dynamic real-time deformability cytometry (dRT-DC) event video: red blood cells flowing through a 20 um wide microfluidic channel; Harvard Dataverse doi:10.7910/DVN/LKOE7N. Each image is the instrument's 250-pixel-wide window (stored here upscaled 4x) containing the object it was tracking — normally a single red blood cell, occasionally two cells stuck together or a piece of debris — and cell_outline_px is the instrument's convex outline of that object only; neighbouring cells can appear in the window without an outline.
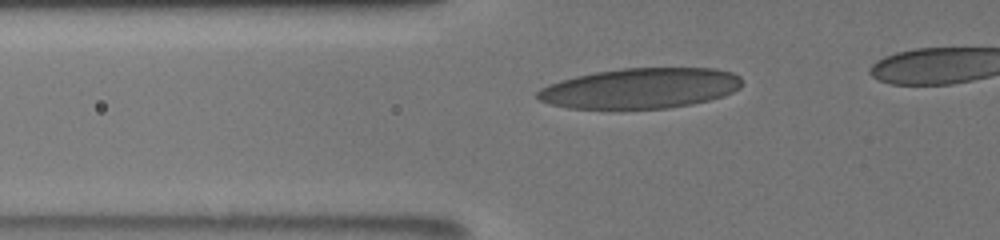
{"species": "human", "species_latin": "Homo sapiens", "temperature_condition": "room temperature", "stored_images_in_passage": 13, "segment_of_instrument_passage": [1, 2], "camera_frame_rate_fps": 3000, "um_per_image_px": 0.085, "donor": {"sex": "male"}, "frame": {"image": 1, "passage_image": 6, "time_ms": 2.0, "image_size_px": [1000, 240], "cell_outline_px": [[740, 88], [724, 96], [692, 104], [668, 108], [568, 108], [552, 104], [540, 100], [536, 96], [536, 92], [540, 88], [548, 84], [560, 80], [576, 76], [596, 72], [620, 68], [712, 68], [732, 72], [740, 76]], "centroid_in_image_um": [54.43, 7.49], "position_along_channel_um": 71.4, "area_um2": 47.97}}
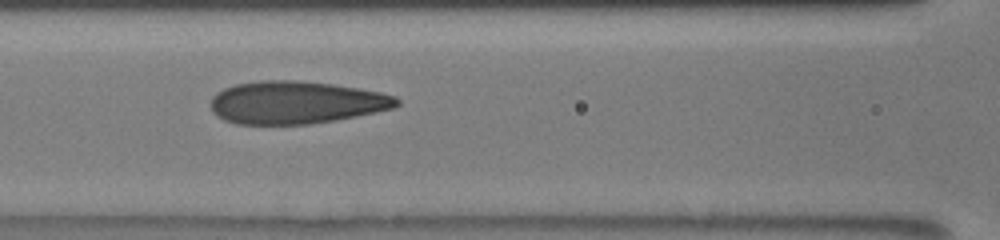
{"frame": {"image": 2, "passage_image": 10, "time_ms": 4.0, "image_size_px": [1000, 240], "cell_outline_px": [[400, 104], [392, 108], [336, 120], [308, 124], [236, 124], [224, 120], [216, 116], [212, 112], [212, 96], [216, 92], [224, 88], [236, 84], [260, 80], [296, 80], [332, 84], [380, 92], [396, 96], [400, 100]], "centroid_in_image_um": [25.13, 8.71], "position_along_channel_um": 141.5, "area_um2": 46.18}}